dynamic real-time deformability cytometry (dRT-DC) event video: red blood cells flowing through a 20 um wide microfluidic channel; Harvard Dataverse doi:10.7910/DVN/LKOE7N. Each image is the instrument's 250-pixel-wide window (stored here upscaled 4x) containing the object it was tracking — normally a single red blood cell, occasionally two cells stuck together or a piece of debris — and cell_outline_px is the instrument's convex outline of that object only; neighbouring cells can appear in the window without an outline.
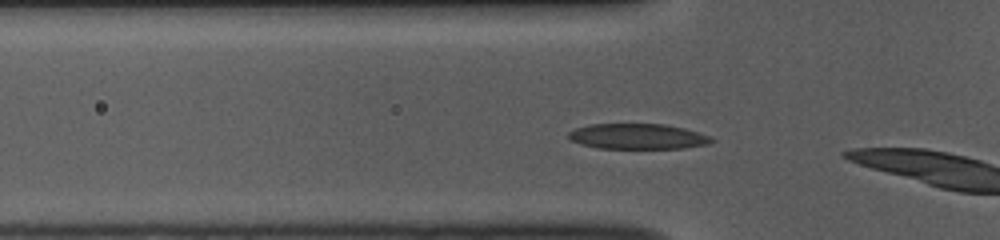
{"species": "common noctule bat (a hibernating species)", "species_latin": "Nyctalus noctula", "temperature_condition": "room temperature", "stored_images_in_passage": 9, "camera_frame_rate_fps": 3000, "um_per_image_px": 0.085, "animal": {"sex": "female", "body_mass_g": 10.0, "forearm_length_mm": 53.1}, "frame": {"image": 1, "passage_image": 3, "time_ms": 0.667, "image_size_px": [1000, 240], "cell_outline_px": [[716, 140], [708, 144], [684, 148], [600, 148], [580, 144], [568, 140], [568, 132], [576, 128], [588, 124], [664, 124], [684, 128], [712, 136]], "centroid_in_image_um": [54.21, 11.59], "position_along_channel_um": 71.6, "area_um2": 21.33}}
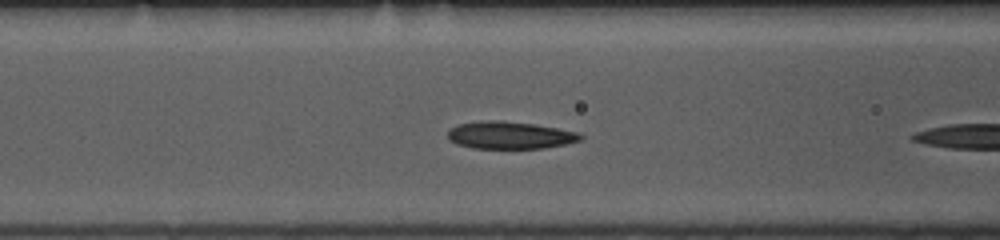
{"frame": {"image": 2, "passage_image": 7, "time_ms": 2.0, "image_size_px": [1000, 240], "cell_outline_px": [[584, 136], [580, 140], [564, 144], [544, 148], [472, 148], [456, 144], [448, 140], [448, 128], [460, 124], [480, 120], [500, 120], [536, 124], [580, 132]], "centroid_in_image_um": [43.32, 11.48], "position_along_channel_um": 123.3, "area_um2": 21.39}}